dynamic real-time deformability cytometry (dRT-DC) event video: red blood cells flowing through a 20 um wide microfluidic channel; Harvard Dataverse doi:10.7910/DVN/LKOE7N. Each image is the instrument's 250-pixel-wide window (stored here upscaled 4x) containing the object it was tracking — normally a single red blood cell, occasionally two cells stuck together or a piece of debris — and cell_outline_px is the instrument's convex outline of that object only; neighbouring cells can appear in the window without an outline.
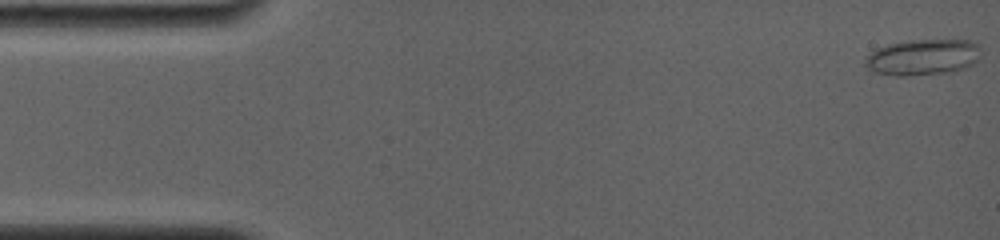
{"species": "common noctule bat (a hibernating species)", "species_latin": "Nyctalus noctula", "temperature_condition": "room temperature", "stored_images_in_passage": 8, "camera_frame_rate_fps": 4000, "um_per_image_px": 0.085, "animal": {"sex": "female", "body_mass_g": 19.0, "forearm_length_mm": 56.7}, "frame": {"image": 1, "passage_image": 1, "time_ms": 0.0, "image_size_px": [1000, 240], "cell_outline_px": [[980, 60], [964, 68], [952, 72], [908, 76], [896, 76], [876, 72], [868, 68], [864, 64], [864, 56], [876, 48], [888, 44], [908, 40], [968, 40], [980, 44]], "centroid_in_image_um": [78.44, 4.86], "position_along_channel_um": 6.6, "area_um2": 24.68}}
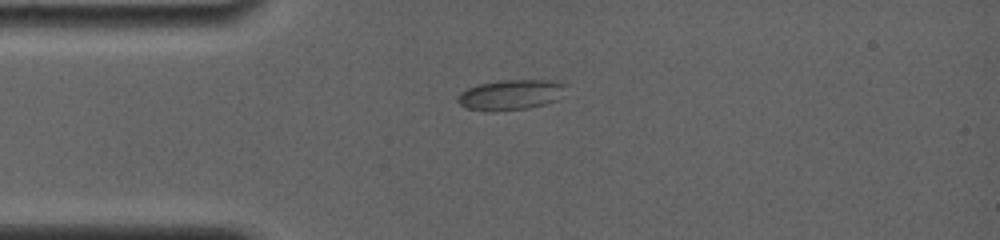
{"frame": {"image": 2, "passage_image": 7, "time_ms": 3.75, "image_size_px": [1000, 240], "cell_outline_px": [[568, 84], [556, 100], [544, 104], [528, 108], [492, 112], [484, 112], [464, 108], [456, 100], [460, 92], [468, 88], [480, 84], [500, 80], [548, 80]], "centroid_in_image_um": [43.35, 8.07], "position_along_channel_um": 41.6, "area_um2": 19.19}}